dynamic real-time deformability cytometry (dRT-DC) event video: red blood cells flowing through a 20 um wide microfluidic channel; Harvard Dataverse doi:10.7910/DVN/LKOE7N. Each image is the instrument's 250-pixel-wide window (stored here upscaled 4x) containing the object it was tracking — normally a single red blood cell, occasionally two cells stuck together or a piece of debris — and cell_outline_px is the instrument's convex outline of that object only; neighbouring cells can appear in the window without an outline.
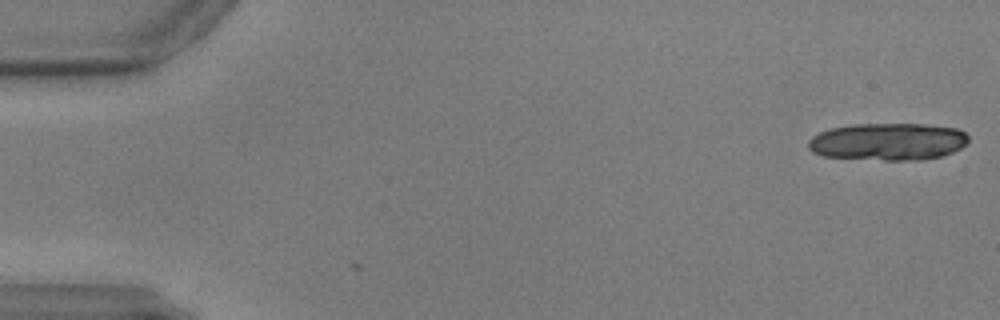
{"species": "common noctule bat (a hibernating species)", "species_latin": "Nyctalus noctula", "temperature_condition": "warm", "stored_images_in_passage": 2, "camera_frame_rate_fps": 3000, "um_per_image_px": 0.085, "animal": {"sex": "male", "body_mass_g": 17.9, "forearm_length_mm": 54.2}, "frame": {"image": 1, "passage_image": 2, "time_ms": 0.333, "image_size_px": [1000, 320], "cell_outline_px": [[968, 140], [960, 148], [952, 152], [940, 156], [920, 160], [884, 160], [824, 156], [812, 152], [808, 148], [808, 140], [812, 136], [820, 132], [832, 128], [852, 124], [924, 124], [956, 128], [964, 132], [968, 136]], "centroid_in_image_um": [75.46, 12.04], "position_along_channel_um": 9.5, "area_um2": 34.74}}